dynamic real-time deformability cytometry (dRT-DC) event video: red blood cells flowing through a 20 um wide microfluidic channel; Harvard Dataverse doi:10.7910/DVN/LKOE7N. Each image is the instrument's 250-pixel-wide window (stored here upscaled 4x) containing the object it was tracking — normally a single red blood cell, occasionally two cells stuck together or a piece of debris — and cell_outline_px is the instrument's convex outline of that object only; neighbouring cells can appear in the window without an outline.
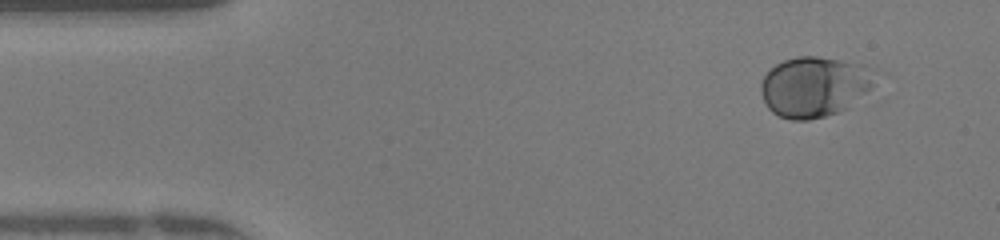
{"species": "human", "species_latin": "Homo sapiens", "temperature_condition": "warm", "stored_images_in_passage": 48, "camera_frame_rate_fps": 3000, "um_per_image_px": 0.085, "donor": {"sex": "female"}, "frame": {"image": 1, "passage_image": 4, "time_ms": 1.0, "image_size_px": [1000, 240], "cell_outline_px": [[884, 72], [872, 88], [848, 108], [824, 116], [808, 120], [792, 120], [780, 116], [772, 112], [768, 108], [760, 92], [760, 84], [764, 76], [776, 64], [784, 60], [796, 56], [816, 56], [864, 64]], "centroid_in_image_um": [69.32, 7.34], "position_along_channel_um": 15.7, "area_um2": 40.92}}
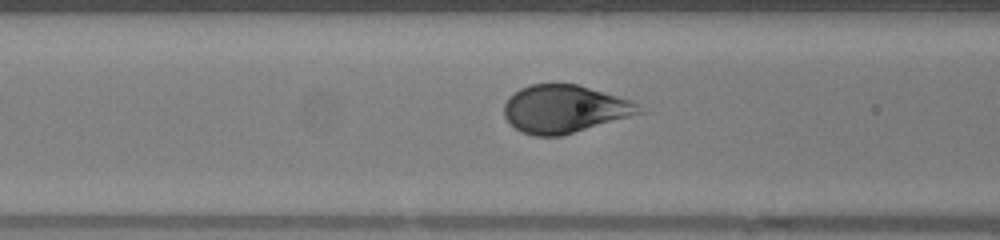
{"frame": {"image": 2, "passage_image": 18, "time_ms": 5.667, "image_size_px": [1000, 240], "cell_outline_px": [[644, 112], [560, 136], [536, 136], [520, 132], [504, 116], [504, 104], [508, 96], [520, 88], [532, 84], [576, 84], [632, 100], [640, 104]], "centroid_in_image_um": [47.97, 9.26], "position_along_channel_um": 118.6, "area_um2": 37.4}}
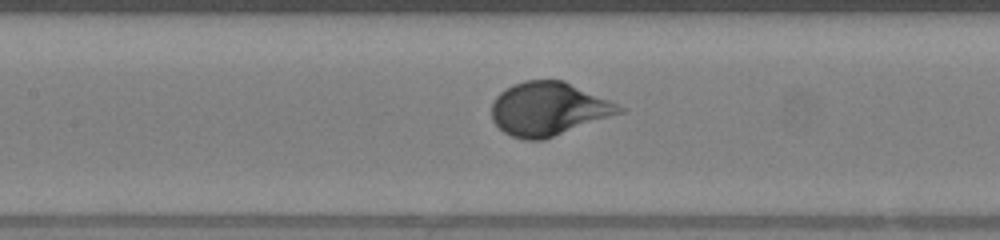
{"frame": {"image": 3, "passage_image": 21, "time_ms": 6.667, "image_size_px": [1000, 240], "cell_outline_px": [[628, 108], [624, 112], [544, 140], [524, 140], [512, 136], [504, 132], [492, 120], [492, 104], [496, 96], [500, 92], [512, 84], [524, 80], [564, 80]], "centroid_in_image_um": [46.64, 9.26], "position_along_channel_um": 160.8, "area_um2": 39.94}, "authors_computed_cell_mechanics": {"area_um2": 38.4081, "velocity_mm_per_s": 4.2055, "shape_relaxation_time_tau1_ms": 5.3401, "shape_relaxation_time_tau2_ms": null, "deformation_change_tau1": 0.2358, "deformation_change_tau2": null}}